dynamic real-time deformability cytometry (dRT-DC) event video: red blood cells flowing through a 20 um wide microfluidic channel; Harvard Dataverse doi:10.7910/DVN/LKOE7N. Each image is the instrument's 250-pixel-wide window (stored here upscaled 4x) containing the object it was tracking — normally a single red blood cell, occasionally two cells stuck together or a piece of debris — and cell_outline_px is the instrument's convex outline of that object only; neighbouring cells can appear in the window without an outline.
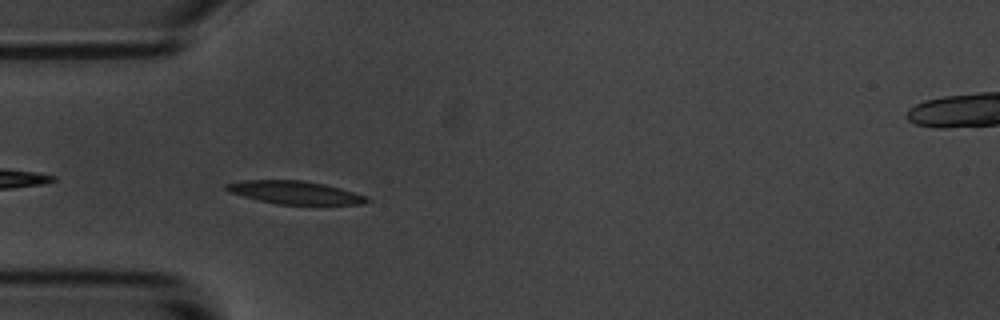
{"species": "common noctule bat (a hibernating species)", "species_latin": "Nyctalus noctula", "temperature_condition": "room temperature", "stored_images_in_passage": 4, "camera_frame_rate_fps": 3000, "um_per_image_px": 0.085, "animal": {"sex": "male", "body_mass_g": 20.1, "forearm_length_mm": 53.5}, "frame": {"image": 1, "passage_image": 2, "time_ms": 1.0, "image_size_px": [1000, 320], "cell_outline_px": [[372, 200], [364, 204], [276, 204], [228, 192], [224, 188], [224, 184], [244, 180], [300, 180], [324, 184], [340, 188], [368, 196]], "centroid_in_image_um": [25.08, 16.36], "position_along_channel_um": 59.9, "area_um2": 18.79}}
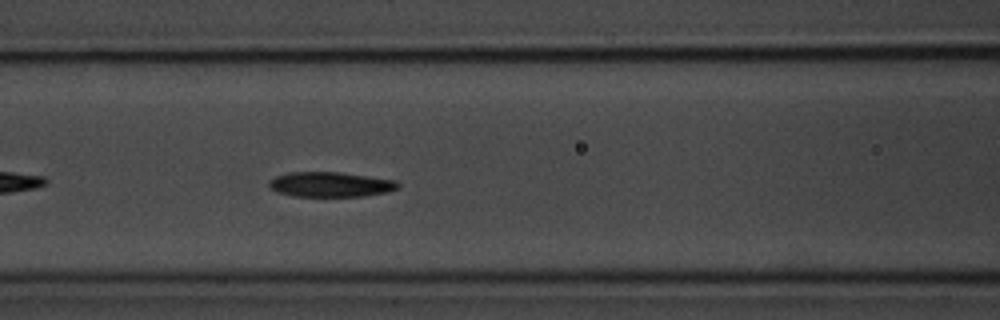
{"frame": {"image": 2, "passage_image": 4, "time_ms": 3.333, "image_size_px": [1000, 320], "cell_outline_px": [[400, 188], [388, 192], [364, 196], [296, 196], [276, 192], [268, 184], [268, 180], [276, 176], [288, 172], [340, 172], [396, 180], [400, 184]], "centroid_in_image_um": [28.11, 15.67], "position_along_channel_um": 138.5, "area_um2": 18.84}}